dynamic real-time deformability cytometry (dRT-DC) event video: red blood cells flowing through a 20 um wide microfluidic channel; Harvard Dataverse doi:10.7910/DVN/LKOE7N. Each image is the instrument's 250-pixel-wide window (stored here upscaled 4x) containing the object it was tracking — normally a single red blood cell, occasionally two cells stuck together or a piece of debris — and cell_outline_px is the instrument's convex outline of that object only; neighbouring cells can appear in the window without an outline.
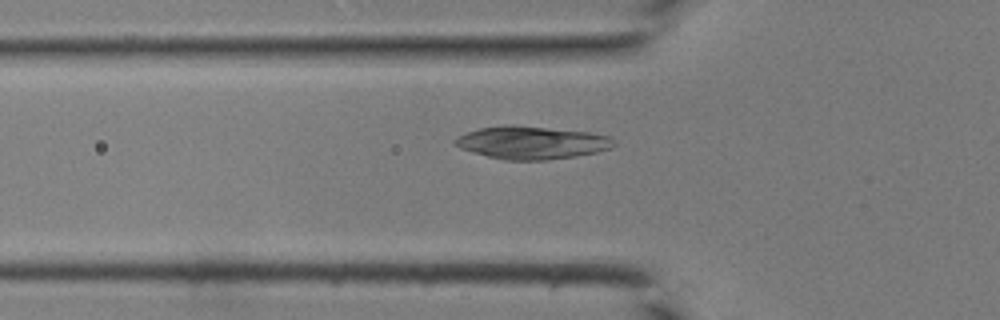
{"species": "common noctule bat (a hibernating species)", "species_latin": "Nyctalus noctula", "temperature_condition": "room temperature", "stored_images_in_passage": 32, "camera_frame_rate_fps": 3000, "um_per_image_px": 0.085, "animal": {"sex": "male", "body_mass_g": 19.0, "forearm_length_mm": 50.8}, "frame": {"image": 1, "passage_image": 7, "time_ms": 2.0, "image_size_px": [1000, 320], "cell_outline_px": [[616, 144], [612, 148], [596, 152], [576, 156], [548, 160], [504, 160], [488, 156], [460, 148], [452, 140], [468, 132], [480, 128], [504, 124], [516, 124], [588, 132], [612, 136], [616, 140]], "centroid_in_image_um": [45.25, 12.11], "position_along_channel_um": 80.5, "area_um2": 30.58}}
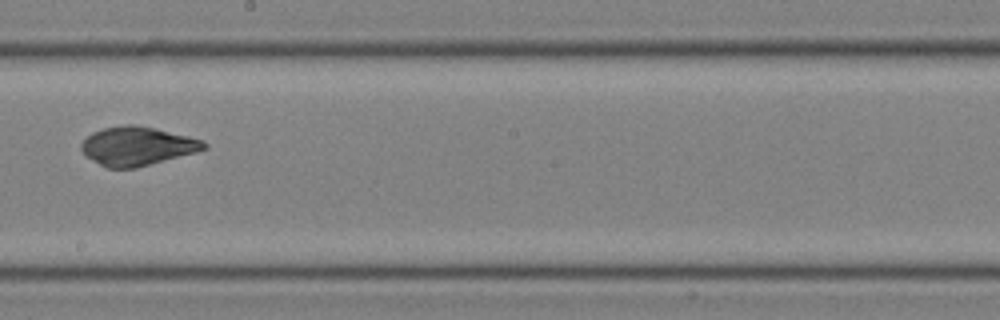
{"frame": {"image": 2, "passage_image": 17, "time_ms": 5.333, "image_size_px": [1000, 320], "cell_outline_px": [[208, 148], [196, 152], [136, 168], [108, 168], [84, 156], [80, 148], [80, 144], [92, 132], [104, 128], [124, 124], [132, 124], [156, 128], [204, 140], [208, 144]], "centroid_in_image_um": [11.66, 12.41], "position_along_channel_um": 236.5, "area_um2": 27.8}}
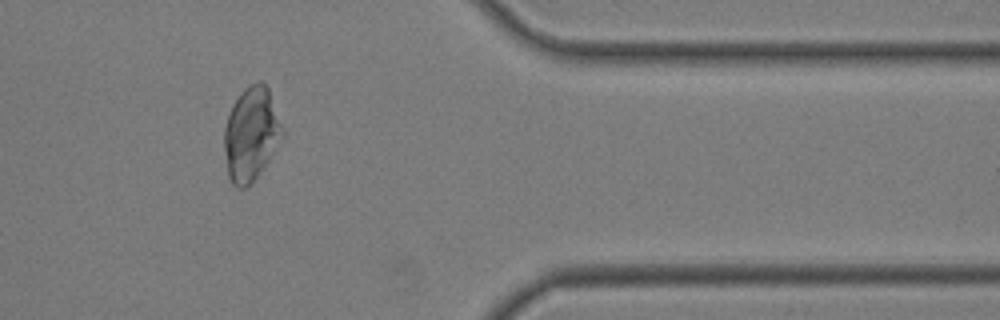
{"frame": {"image": 3, "passage_image": 28, "time_ms": 9.0, "image_size_px": [1000, 320], "cell_outline_px": [[284, 132], [268, 160], [260, 172], [244, 188], [236, 188], [232, 184], [228, 176], [224, 148], [224, 128], [228, 112], [232, 104], [240, 92], [248, 84], [260, 80], [268, 88], [284, 128]], "centroid_in_image_um": [21.32, 11.35], "position_along_channel_um": 390.1, "area_um2": 31.62}}